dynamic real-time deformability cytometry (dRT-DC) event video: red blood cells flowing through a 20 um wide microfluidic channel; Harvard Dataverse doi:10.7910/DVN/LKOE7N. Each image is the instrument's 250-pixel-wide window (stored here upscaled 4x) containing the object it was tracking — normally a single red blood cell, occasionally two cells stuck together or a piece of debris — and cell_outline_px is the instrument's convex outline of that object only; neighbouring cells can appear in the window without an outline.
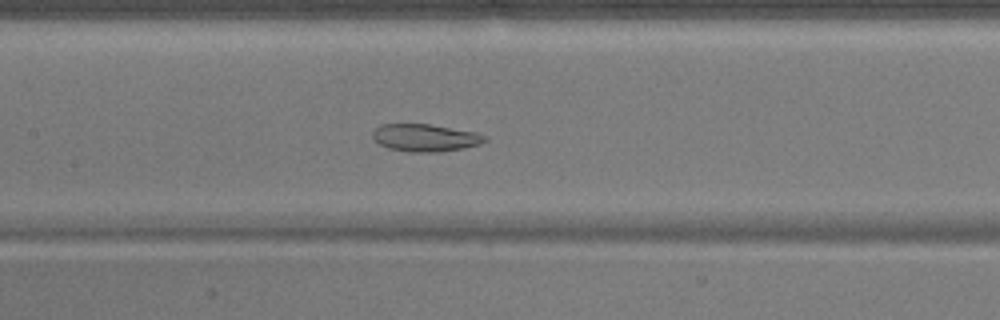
{"species": "common noctule bat (a hibernating species)", "species_latin": "Nyctalus noctula", "temperature_condition": "warm", "stored_images_in_passage": 44, "camera_frame_rate_fps": 3000, "um_per_image_px": 0.085, "animal": {"sex": "male", "body_mass_g": 17.9}, "frame": {"image": 1, "passage_image": 16, "time_ms": 5.0, "image_size_px": [1000, 320], "cell_outline_px": [[488, 140], [480, 144], [464, 148], [440, 152], [408, 152], [388, 148], [372, 140], [372, 132], [380, 124], [428, 124], [476, 132], [488, 136]], "centroid_in_image_um": [36.14, 11.71], "position_along_channel_um": 171.3, "area_um2": 18.15}}
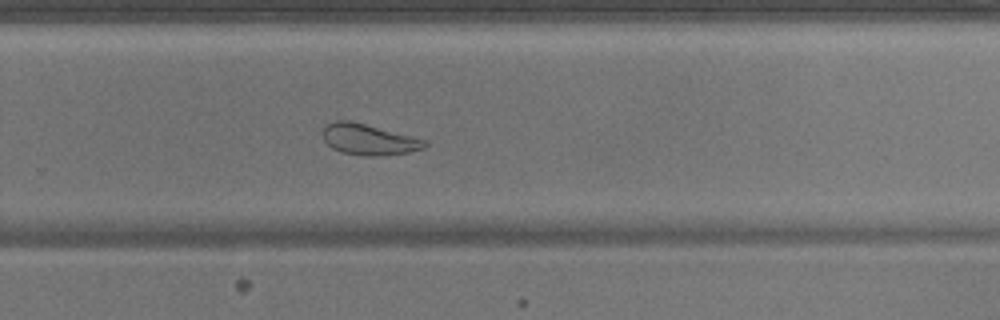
{"frame": {"image": 2, "passage_image": 26, "time_ms": 8.333, "image_size_px": [1000, 320], "cell_outline_px": [[428, 144], [424, 148], [408, 152], [380, 156], [364, 156], [340, 152], [332, 148], [324, 140], [324, 128], [328, 124], [336, 120], [348, 120], [428, 140]], "centroid_in_image_um": [31.37, 11.87], "position_along_channel_um": 298.4, "area_um2": 18.21}}
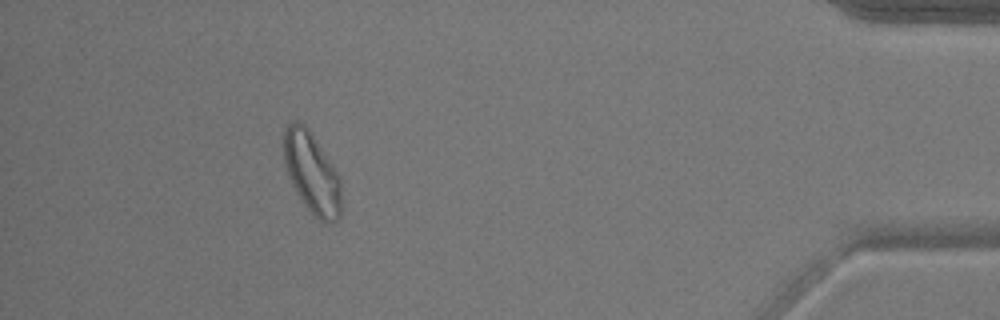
{"frame": {"image": 3, "passage_image": 39, "time_ms": 12.667, "image_size_px": [1000, 320], "cell_outline_px": [[340, 216], [332, 224], [328, 224], [312, 216], [304, 204], [292, 184], [284, 160], [284, 132], [288, 124], [292, 120], [296, 120], [304, 124], [308, 128], [340, 176]], "centroid_in_image_um": [26.51, 14.72], "position_along_channel_um": 408.7, "area_um2": 26.99}, "authors_computed_cell_mechanics": {"area_um2": 21.9929, "velocity_mm_per_s": 3.8307, "shape_relaxation_time_tau1_ms": null, "shape_relaxation_time_tau2_ms": 3.6729, "deformation_change_tau1": null, "deformation_change_tau2": 0.1124}}